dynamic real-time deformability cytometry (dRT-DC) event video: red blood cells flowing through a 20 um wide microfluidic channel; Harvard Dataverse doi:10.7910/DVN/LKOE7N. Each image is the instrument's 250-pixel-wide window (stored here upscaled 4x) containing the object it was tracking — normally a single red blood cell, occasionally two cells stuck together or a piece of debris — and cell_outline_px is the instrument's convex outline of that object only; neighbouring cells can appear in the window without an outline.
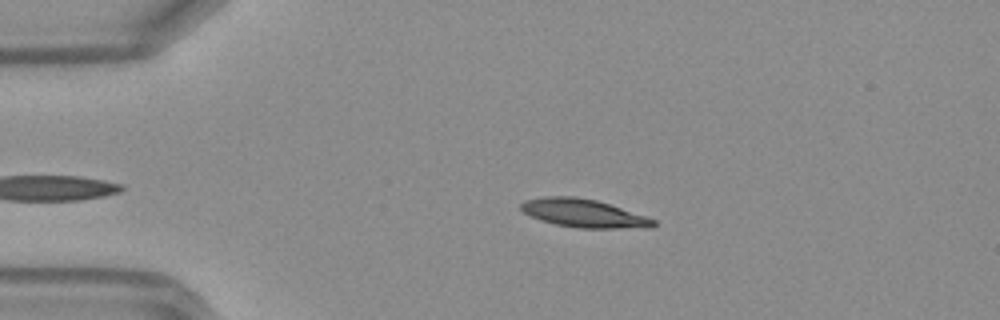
{"species": "Egyptian fruit bat (a non-hibernating species)", "species_latin": "Rousettus aegyptiacus", "temperature_condition": "warm", "stored_images_in_passage": 39, "camera_frame_rate_fps": 3000, "um_per_image_px": 0.085, "frame": {"image": 1, "passage_image": 6, "time_ms": 1.667, "image_size_px": [1000, 320], "cell_outline_px": [[656, 224], [652, 228], [576, 228], [556, 224], [540, 220], [524, 212], [520, 208], [520, 204], [524, 200], [544, 196], [576, 196], [596, 200], [648, 216], [656, 220]], "centroid_in_image_um": [49.64, 18.12], "position_along_channel_um": 35.4, "area_um2": 21.96}}
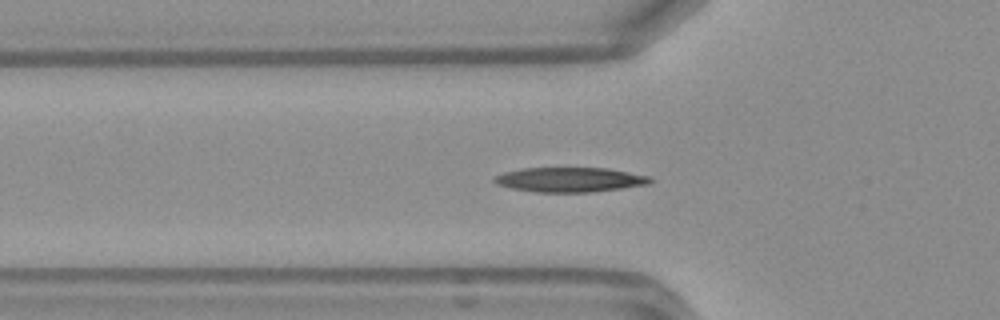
{"frame": {"image": 2, "passage_image": 12, "time_ms": 3.667, "image_size_px": [1000, 320], "cell_outline_px": [[652, 180], [648, 184], [592, 192], [536, 192], [512, 188], [496, 184], [492, 180], [496, 176], [504, 172], [520, 168], [608, 168], [648, 176]], "centroid_in_image_um": [48.39, 15.27], "position_along_channel_um": 77.4, "area_um2": 22.2}}
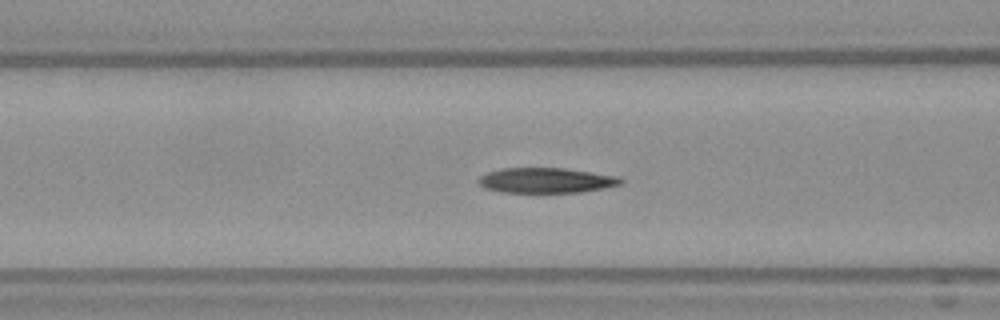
{"frame": {"image": 3, "passage_image": 15, "time_ms": 4.667, "image_size_px": [1000, 320], "cell_outline_px": [[624, 180], [620, 184], [604, 188], [580, 192], [500, 192], [488, 188], [480, 184], [476, 180], [480, 176], [488, 172], [500, 168], [564, 168], [592, 172], [616, 176]], "centroid_in_image_um": [46.41, 15.32], "position_along_channel_um": 120.2, "area_um2": 20.69}, "authors_computed_cell_mechanics": {"area_um2": 20.9814, "velocity_mm_per_s": 4.1964, "shape_relaxation_time_tau1_ms": 3.8405, "shape_relaxation_time_tau2_ms": 2.311, "deformation_change_tau1": 0.1742, "deformation_change_tau2": 0.096}}